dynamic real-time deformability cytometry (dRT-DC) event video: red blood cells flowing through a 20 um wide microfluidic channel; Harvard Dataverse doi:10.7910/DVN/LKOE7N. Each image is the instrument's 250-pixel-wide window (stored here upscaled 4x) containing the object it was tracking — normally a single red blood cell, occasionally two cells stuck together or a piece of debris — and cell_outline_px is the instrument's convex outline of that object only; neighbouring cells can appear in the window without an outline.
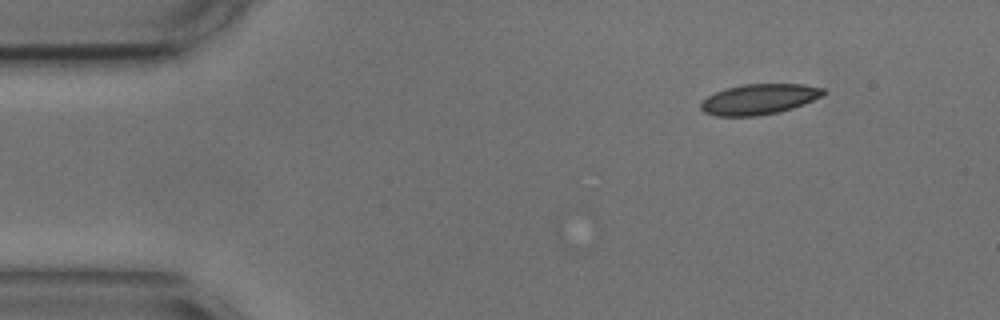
{"species": "common noctule bat (a hibernating species)", "species_latin": "Nyctalus noctula", "temperature_condition": "cold", "stored_images_in_passage": 8, "camera_frame_rate_fps": 3000, "um_per_image_px": 0.085, "animal": {"sex": "male", "body_mass_g": 17.9, "forearm_length_mm": 54.2}, "frame": {"image": 1, "passage_image": 1, "time_ms": 0.0, "image_size_px": [1000, 320], "cell_outline_px": [[828, 92], [824, 96], [804, 104], [792, 108], [776, 112], [756, 116], [716, 116], [704, 112], [700, 108], [700, 104], [708, 96], [716, 92], [728, 88], [744, 84], [804, 84], [824, 88]], "centroid_in_image_um": [64.58, 8.43], "position_along_channel_um": 20.4, "area_um2": 21.73}}